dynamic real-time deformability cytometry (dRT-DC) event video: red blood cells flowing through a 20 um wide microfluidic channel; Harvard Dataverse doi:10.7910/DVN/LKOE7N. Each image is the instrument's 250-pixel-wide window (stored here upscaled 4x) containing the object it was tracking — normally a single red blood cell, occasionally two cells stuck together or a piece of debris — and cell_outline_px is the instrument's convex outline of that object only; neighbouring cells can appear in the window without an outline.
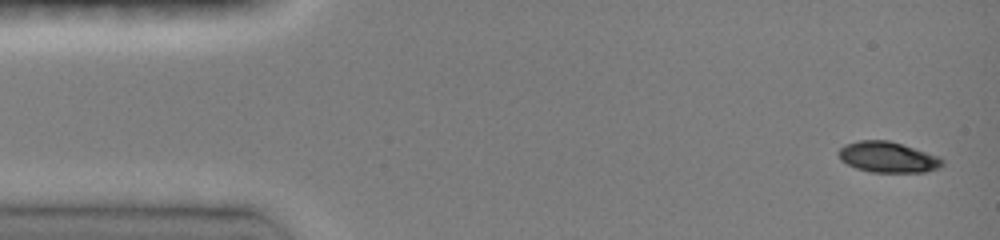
{"species": "common noctule bat (a hibernating species)", "species_latin": "Nyctalus noctula", "temperature_condition": "room temperature", "stored_images_in_passage": 37, "camera_frame_rate_fps": 3000, "um_per_image_px": 0.085, "animal": {"sex": "female", "body_mass_g": 19.0, "forearm_length_mm": 51.5}, "frame": {"image": 1, "passage_image": 1, "time_ms": 0.0, "image_size_px": [1000, 240], "cell_outline_px": [[944, 164], [940, 168], [924, 172], [872, 172], [856, 168], [840, 160], [836, 152], [844, 144], [860, 140], [888, 140], [940, 156], [944, 160]], "centroid_in_image_um": [75.46, 13.36], "position_along_channel_um": 9.5, "area_um2": 18.73}}
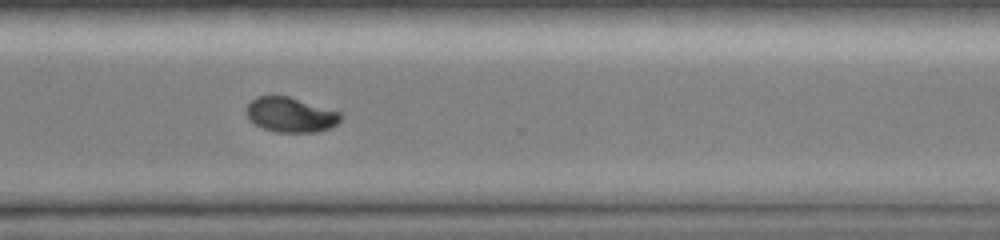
{"frame": {"image": 2, "passage_image": 27, "time_ms": 11.0, "image_size_px": [1000, 240], "cell_outline_px": [[344, 116], [336, 124], [328, 128], [316, 132], [276, 132], [264, 128], [256, 124], [248, 116], [248, 104], [256, 96], [288, 96], [340, 112]], "centroid_in_image_um": [24.74, 9.75], "position_along_channel_um": 345.9, "area_um2": 18.79}}
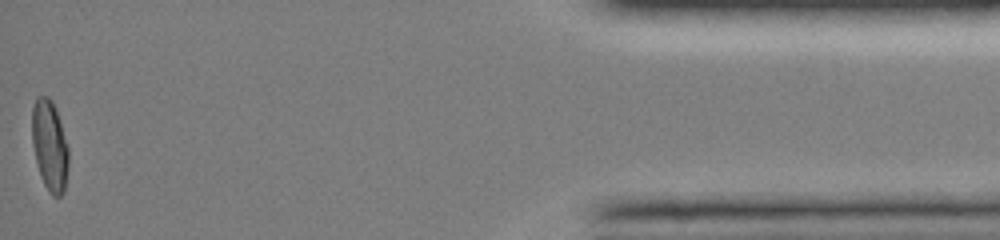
{"frame": {"image": 3, "passage_image": 37, "time_ms": 15.0, "image_size_px": [1000, 240], "cell_outline_px": [[68, 168], [64, 192], [60, 196], [52, 196], [48, 192], [40, 176], [32, 144], [32, 108], [36, 96], [48, 96], [52, 100], [56, 108], [68, 148]], "centroid_in_image_um": [4.21, 12.37], "position_along_channel_um": 431.0, "area_um2": 19.42}, "authors_computed_cell_mechanics": {"area_um2": 19.5364, "velocity_mm_per_s": 4.0771, "shape_relaxation_time_tau1_ms": 3.2321, "shape_relaxation_time_tau2_ms": null, "deformation_change_tau1": 0.1416, "deformation_change_tau2": null}}